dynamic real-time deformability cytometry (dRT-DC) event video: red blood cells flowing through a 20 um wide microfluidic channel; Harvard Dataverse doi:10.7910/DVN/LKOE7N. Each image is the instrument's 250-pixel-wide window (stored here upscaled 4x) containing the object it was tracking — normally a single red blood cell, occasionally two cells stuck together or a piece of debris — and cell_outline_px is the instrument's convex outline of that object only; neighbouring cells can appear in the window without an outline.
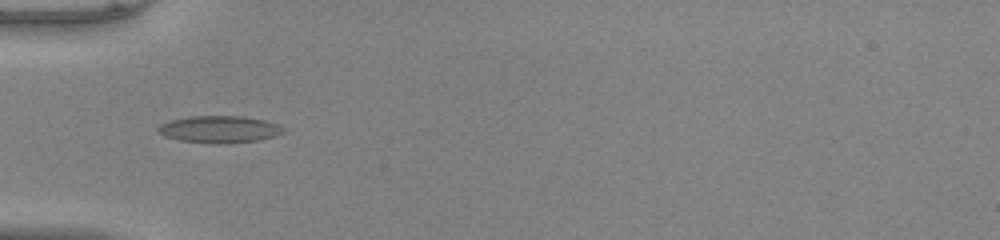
{"species": "common noctule bat (a hibernating species)", "species_latin": "Nyctalus noctula", "temperature_condition": "warm", "stored_images_in_passage": 10, "camera_frame_rate_fps": 3000, "um_per_image_px": 0.085, "animal": {"sex": "male", "body_mass_g": 20.0, "forearm_length_mm": 53.3}, "frame": {"image": 1, "passage_image": 1, "time_ms": 0.0, "image_size_px": [1000, 240], "cell_outline_px": [[284, 132], [276, 136], [256, 140], [224, 144], [212, 144], [180, 140], [164, 136], [156, 132], [156, 128], [160, 124], [172, 120], [188, 116], [244, 116], [264, 120], [276, 124], [284, 128]], "centroid_in_image_um": [18.61, 10.99], "position_along_channel_um": 66.4, "area_um2": 19.83}}
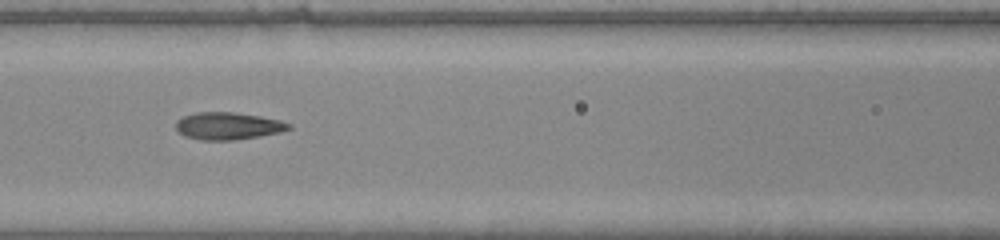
{"frame": {"image": 2, "passage_image": 7, "time_ms": 2.0, "image_size_px": [1000, 240], "cell_outline_px": [[292, 128], [280, 132], [260, 136], [232, 140], [200, 140], [184, 136], [176, 128], [176, 120], [184, 116], [196, 112], [232, 112], [260, 116], [280, 120], [292, 124]], "centroid_in_image_um": [19.39, 10.7], "position_along_channel_um": 147.2, "area_um2": 17.98}}
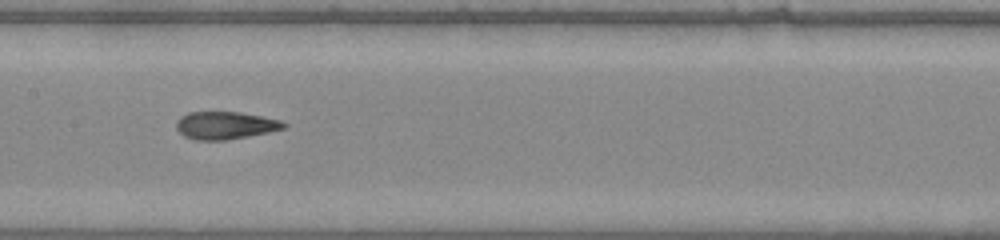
{"frame": {"image": 3, "passage_image": 10, "time_ms": 3.0, "image_size_px": [1000, 240], "cell_outline_px": [[288, 124], [284, 128], [268, 132], [248, 136], [224, 140], [196, 140], [184, 136], [176, 128], [176, 120], [180, 116], [188, 112], [240, 112], [280, 120]], "centroid_in_image_um": [19.11, 10.65], "position_along_channel_um": 188.3, "area_um2": 17.22}}